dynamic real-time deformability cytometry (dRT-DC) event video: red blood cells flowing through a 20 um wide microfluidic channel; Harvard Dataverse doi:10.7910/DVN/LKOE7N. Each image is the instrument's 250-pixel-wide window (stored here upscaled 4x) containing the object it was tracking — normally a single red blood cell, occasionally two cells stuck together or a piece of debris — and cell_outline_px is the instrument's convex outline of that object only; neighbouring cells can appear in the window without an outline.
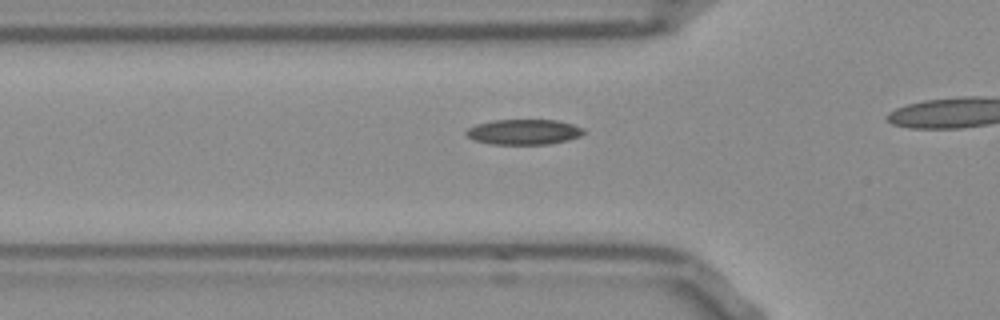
{"species": "Egyptian fruit bat (a non-hibernating species)", "species_latin": "Rousettus aegyptiacus", "temperature_condition": "room temperature", "stored_images_in_passage": 7, "camera_frame_rate_fps": 3000, "um_per_image_px": 0.085, "frame": {"image": 1, "passage_image": 2, "time_ms": 0.333, "image_size_px": [1000, 320], "cell_outline_px": [[588, 132], [580, 136], [568, 140], [548, 144], [492, 144], [472, 140], [464, 132], [468, 128], [476, 124], [492, 120], [556, 120], [572, 124], [584, 128]], "centroid_in_image_um": [44.53, 11.21], "position_along_channel_um": 81.3, "area_um2": 17.46}}
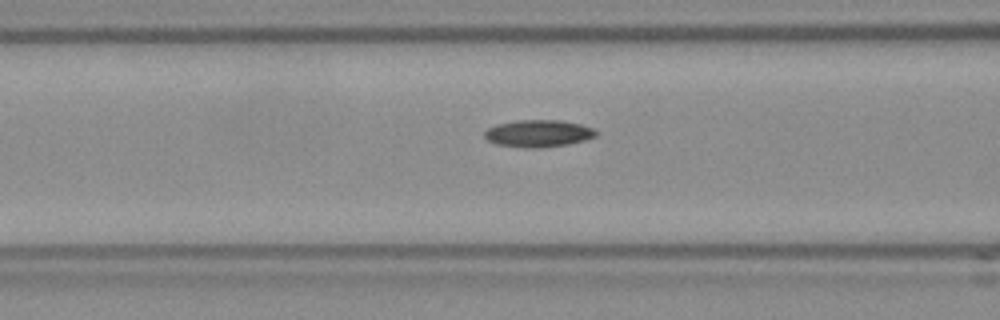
{"frame": {"image": 2, "passage_image": 5, "time_ms": 1.333, "image_size_px": [1000, 320], "cell_outline_px": [[596, 136], [584, 140], [568, 144], [536, 148], [524, 148], [496, 144], [488, 140], [484, 136], [484, 132], [488, 128], [496, 124], [516, 120], [564, 120], [580, 124], [592, 128], [596, 132]], "centroid_in_image_um": [45.73, 11.33], "position_along_channel_um": 120.9, "area_um2": 17.63}}